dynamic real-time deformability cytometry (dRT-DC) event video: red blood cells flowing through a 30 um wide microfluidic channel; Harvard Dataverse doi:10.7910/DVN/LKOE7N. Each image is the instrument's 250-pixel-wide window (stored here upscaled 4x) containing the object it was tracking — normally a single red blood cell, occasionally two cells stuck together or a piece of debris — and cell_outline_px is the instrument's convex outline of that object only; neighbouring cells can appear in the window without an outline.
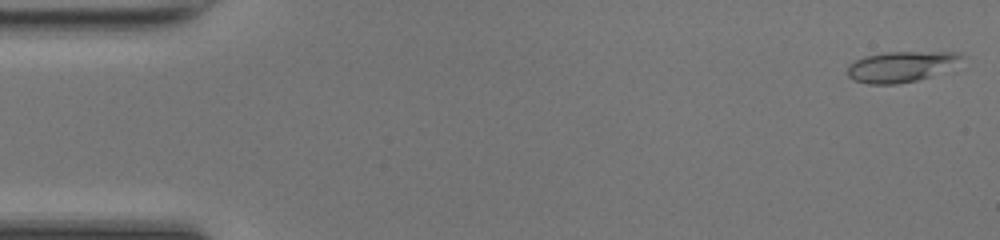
{"species": "common noctule bat (a hibernating species)", "species_latin": "Nyctalus noctula", "temperature_condition": "room temperature", "stored_images_in_passage": 48, "camera_frame_rate_fps": 3000, "um_per_image_px": 0.085, "animal": {"sex": "female", "body_mass_g": 17.0, "forearm_length_mm": 48.0}, "frame": {"image": 1, "passage_image": 1, "time_ms": 0.0, "image_size_px": [1000, 240], "cell_outline_px": [[964, 56], [928, 76], [916, 80], [896, 84], [868, 84], [852, 80], [848, 76], [848, 64], [864, 56], [884, 52], [960, 52]], "centroid_in_image_um": [76.42, 5.65], "position_along_channel_um": 8.6, "area_um2": 19.65}}
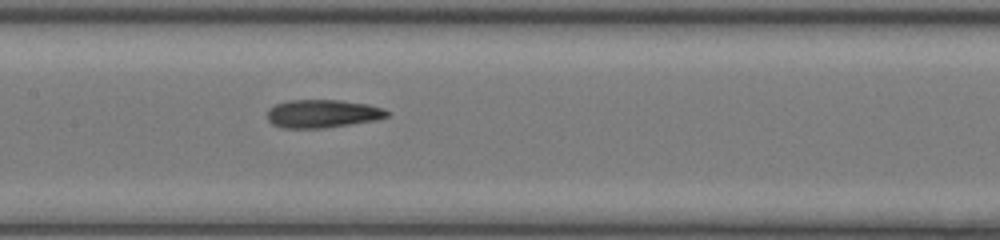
{"frame": {"image": 2, "passage_image": 23, "time_ms": 7.333, "image_size_px": [1000, 240], "cell_outline_px": [[388, 116], [376, 120], [324, 128], [284, 128], [272, 124], [268, 120], [268, 108], [276, 104], [288, 100], [340, 100], [368, 104], [384, 108], [388, 112]], "centroid_in_image_um": [27.41, 9.66], "position_along_channel_um": 180.0, "area_um2": 19.65}}
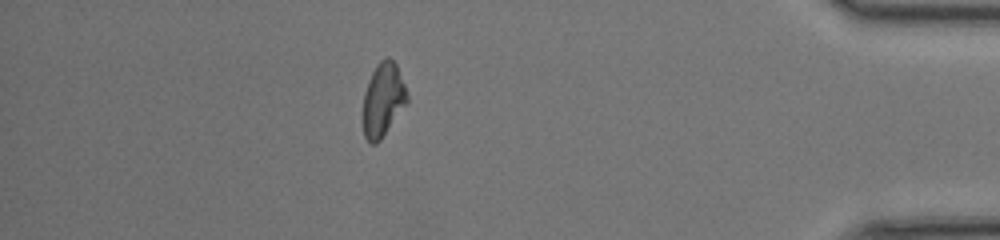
{"frame": {"image": 3, "passage_image": 42, "time_ms": 13.667, "image_size_px": [1000, 240], "cell_outline_px": [[408, 100], [380, 140], [376, 144], [372, 144], [364, 136], [364, 92], [368, 80], [376, 64], [380, 60], [388, 56], [396, 64], [404, 84], [408, 96]], "centroid_in_image_um": [32.55, 8.44], "position_along_channel_um": 402.7, "area_um2": 18.5}, "authors_computed_cell_mechanics": {"area_um2": 19.5942, "velocity_mm_per_s": 4.2864, "shape_relaxation_time_tau1_ms": null, "shape_relaxation_time_tau2_ms": 2.8656, "deformation_change_tau1": null, "deformation_change_tau2": 0.109}}